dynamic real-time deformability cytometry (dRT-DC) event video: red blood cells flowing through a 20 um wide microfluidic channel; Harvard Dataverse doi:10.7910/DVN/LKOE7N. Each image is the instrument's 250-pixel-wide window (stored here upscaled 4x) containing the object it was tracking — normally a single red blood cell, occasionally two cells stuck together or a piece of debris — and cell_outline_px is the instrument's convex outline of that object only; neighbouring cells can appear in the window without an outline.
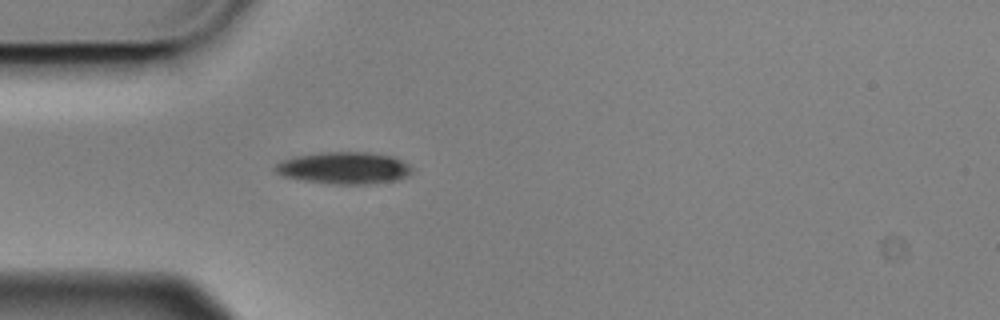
{"species": "Egyptian fruit bat (a non-hibernating species)", "species_latin": "Rousettus aegyptiacus", "temperature_condition": "cold", "stored_images_in_passage": 4, "camera_frame_rate_fps": 3000, "um_per_image_px": 0.085, "animal": {"sex": "male"}, "frame": {"image": 1, "passage_image": 4, "time_ms": 1.0, "image_size_px": [1000, 320], "cell_outline_px": [[412, 172], [408, 176], [396, 180], [364, 184], [336, 184], [304, 180], [284, 176], [276, 172], [272, 168], [280, 160], [296, 156], [320, 152], [368, 152], [392, 156], [408, 164], [412, 168]], "centroid_in_image_um": [29.23, 14.27], "position_along_channel_um": 55.8, "area_um2": 25.37}}